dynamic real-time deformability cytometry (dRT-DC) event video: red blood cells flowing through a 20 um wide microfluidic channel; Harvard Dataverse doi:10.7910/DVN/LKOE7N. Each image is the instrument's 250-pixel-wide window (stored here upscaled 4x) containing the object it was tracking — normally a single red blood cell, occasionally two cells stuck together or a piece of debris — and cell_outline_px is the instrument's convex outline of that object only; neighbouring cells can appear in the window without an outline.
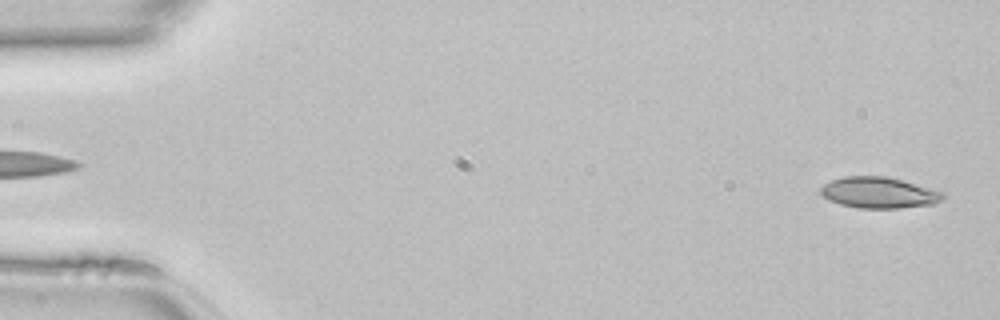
{"species": "common noctule bat (a hibernating species)", "species_latin": "Nyctalus noctula", "temperature_condition": "room temperature", "stored_images_in_passage": 46, "camera_frame_rate_fps": 3000, "um_per_image_px": 0.085, "animal": {"sex": "female", "body_mass_g": 22.7, "forearm_length_mm": 54.2}, "frame": {"image": 1, "passage_image": 1, "time_ms": 0.0, "image_size_px": [1000, 320], "cell_outline_px": [[944, 200], [932, 204], [900, 208], [856, 208], [840, 204], [828, 200], [820, 192], [820, 188], [824, 184], [832, 180], [844, 176], [888, 176], [936, 188], [944, 192]], "centroid_in_image_um": [74.76, 16.37], "position_along_channel_um": 10.2, "area_um2": 22.54}}
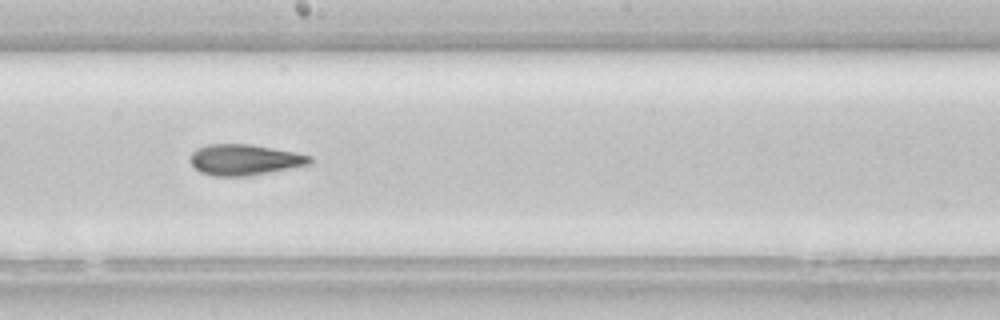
{"frame": {"image": 2, "passage_image": 25, "time_ms": 8.0, "image_size_px": [1000, 320], "cell_outline_px": [[312, 164], [248, 176], [212, 176], [200, 172], [188, 160], [188, 156], [196, 148], [208, 144], [248, 144], [272, 148], [312, 156]], "centroid_in_image_um": [20.74, 13.58], "position_along_channel_um": 227.5, "area_um2": 21.56}}
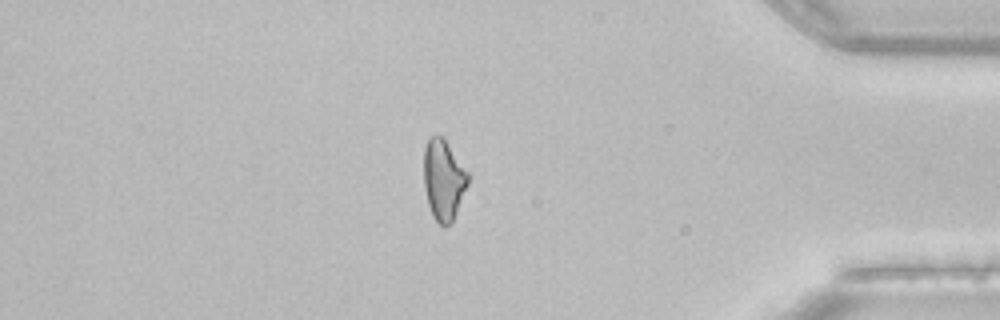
{"frame": {"image": 3, "passage_image": 39, "time_ms": 12.667, "image_size_px": [1000, 320], "cell_outline_px": [[468, 184], [456, 212], [452, 220], [444, 228], [432, 216], [428, 204], [424, 188], [424, 148], [428, 140], [432, 136], [444, 136], [468, 172]], "centroid_in_image_um": [37.69, 15.26], "position_along_channel_um": 397.5, "area_um2": 20.69}}